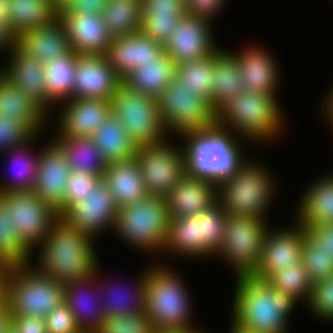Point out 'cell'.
<instances>
[{"instance_id": "cell-1", "label": "cell", "mask_w": 333, "mask_h": 333, "mask_svg": "<svg viewBox=\"0 0 333 333\" xmlns=\"http://www.w3.org/2000/svg\"><path fill=\"white\" fill-rule=\"evenodd\" d=\"M95 239L81 232L64 216L51 224L48 236L40 245L39 263L34 267L44 276L64 285L84 279L99 264Z\"/></svg>"}, {"instance_id": "cell-2", "label": "cell", "mask_w": 333, "mask_h": 333, "mask_svg": "<svg viewBox=\"0 0 333 333\" xmlns=\"http://www.w3.org/2000/svg\"><path fill=\"white\" fill-rule=\"evenodd\" d=\"M232 133L237 136L216 122L212 127L181 135L185 172L216 186L232 177L247 160L240 137Z\"/></svg>"}, {"instance_id": "cell-3", "label": "cell", "mask_w": 333, "mask_h": 333, "mask_svg": "<svg viewBox=\"0 0 333 333\" xmlns=\"http://www.w3.org/2000/svg\"><path fill=\"white\" fill-rule=\"evenodd\" d=\"M231 320L256 333H287L297 300L252 275L237 276Z\"/></svg>"}, {"instance_id": "cell-4", "label": "cell", "mask_w": 333, "mask_h": 333, "mask_svg": "<svg viewBox=\"0 0 333 333\" xmlns=\"http://www.w3.org/2000/svg\"><path fill=\"white\" fill-rule=\"evenodd\" d=\"M277 99L272 94L243 90L217 113V123L253 143L276 139L285 120Z\"/></svg>"}, {"instance_id": "cell-5", "label": "cell", "mask_w": 333, "mask_h": 333, "mask_svg": "<svg viewBox=\"0 0 333 333\" xmlns=\"http://www.w3.org/2000/svg\"><path fill=\"white\" fill-rule=\"evenodd\" d=\"M3 301L11 315L45 318L65 302V285L30 264L6 268Z\"/></svg>"}, {"instance_id": "cell-6", "label": "cell", "mask_w": 333, "mask_h": 333, "mask_svg": "<svg viewBox=\"0 0 333 333\" xmlns=\"http://www.w3.org/2000/svg\"><path fill=\"white\" fill-rule=\"evenodd\" d=\"M158 265L154 263L147 268L145 280V313L154 328H177L185 332L197 329L190 323L191 297L186 285L176 272Z\"/></svg>"}, {"instance_id": "cell-7", "label": "cell", "mask_w": 333, "mask_h": 333, "mask_svg": "<svg viewBox=\"0 0 333 333\" xmlns=\"http://www.w3.org/2000/svg\"><path fill=\"white\" fill-rule=\"evenodd\" d=\"M267 170L262 164L246 160L232 177L217 185V203L232 216L267 219L265 214L276 190L272 173Z\"/></svg>"}, {"instance_id": "cell-8", "label": "cell", "mask_w": 333, "mask_h": 333, "mask_svg": "<svg viewBox=\"0 0 333 333\" xmlns=\"http://www.w3.org/2000/svg\"><path fill=\"white\" fill-rule=\"evenodd\" d=\"M168 229L167 202L163 196L148 195L118 208L114 232L123 242L140 251H164Z\"/></svg>"}, {"instance_id": "cell-9", "label": "cell", "mask_w": 333, "mask_h": 333, "mask_svg": "<svg viewBox=\"0 0 333 333\" xmlns=\"http://www.w3.org/2000/svg\"><path fill=\"white\" fill-rule=\"evenodd\" d=\"M111 104L112 114L122 122L137 148L157 144L168 137L160 118L157 98L141 94L122 82Z\"/></svg>"}, {"instance_id": "cell-10", "label": "cell", "mask_w": 333, "mask_h": 333, "mask_svg": "<svg viewBox=\"0 0 333 333\" xmlns=\"http://www.w3.org/2000/svg\"><path fill=\"white\" fill-rule=\"evenodd\" d=\"M193 90L186 88L176 76L157 98L160 118L168 135L184 133L212 127L217 122V114L204 97H198Z\"/></svg>"}, {"instance_id": "cell-11", "label": "cell", "mask_w": 333, "mask_h": 333, "mask_svg": "<svg viewBox=\"0 0 333 333\" xmlns=\"http://www.w3.org/2000/svg\"><path fill=\"white\" fill-rule=\"evenodd\" d=\"M266 224L265 219L227 214L223 243L216 255L233 266L236 276L252 275L257 269L270 227Z\"/></svg>"}, {"instance_id": "cell-12", "label": "cell", "mask_w": 333, "mask_h": 333, "mask_svg": "<svg viewBox=\"0 0 333 333\" xmlns=\"http://www.w3.org/2000/svg\"><path fill=\"white\" fill-rule=\"evenodd\" d=\"M12 225L24 247L31 253L48 236L51 224L58 213L46 204L34 191L0 193Z\"/></svg>"}, {"instance_id": "cell-13", "label": "cell", "mask_w": 333, "mask_h": 333, "mask_svg": "<svg viewBox=\"0 0 333 333\" xmlns=\"http://www.w3.org/2000/svg\"><path fill=\"white\" fill-rule=\"evenodd\" d=\"M167 139L136 150L148 195L166 197L185 173L183 147H173Z\"/></svg>"}, {"instance_id": "cell-14", "label": "cell", "mask_w": 333, "mask_h": 333, "mask_svg": "<svg viewBox=\"0 0 333 333\" xmlns=\"http://www.w3.org/2000/svg\"><path fill=\"white\" fill-rule=\"evenodd\" d=\"M118 207L111 190L101 179L84 200L78 201L64 217L81 232L95 237L108 227L114 231Z\"/></svg>"}, {"instance_id": "cell-15", "label": "cell", "mask_w": 333, "mask_h": 333, "mask_svg": "<svg viewBox=\"0 0 333 333\" xmlns=\"http://www.w3.org/2000/svg\"><path fill=\"white\" fill-rule=\"evenodd\" d=\"M292 228L271 230L265 235L261 260L253 277L267 280L273 273L285 269L291 264L301 262L303 238L306 235L304 226L296 220Z\"/></svg>"}, {"instance_id": "cell-16", "label": "cell", "mask_w": 333, "mask_h": 333, "mask_svg": "<svg viewBox=\"0 0 333 333\" xmlns=\"http://www.w3.org/2000/svg\"><path fill=\"white\" fill-rule=\"evenodd\" d=\"M211 22L184 15L179 19L171 37L164 45L176 64L203 58L219 48L213 38Z\"/></svg>"}, {"instance_id": "cell-17", "label": "cell", "mask_w": 333, "mask_h": 333, "mask_svg": "<svg viewBox=\"0 0 333 333\" xmlns=\"http://www.w3.org/2000/svg\"><path fill=\"white\" fill-rule=\"evenodd\" d=\"M122 82L106 55L77 54L71 99L92 98L111 101Z\"/></svg>"}, {"instance_id": "cell-18", "label": "cell", "mask_w": 333, "mask_h": 333, "mask_svg": "<svg viewBox=\"0 0 333 333\" xmlns=\"http://www.w3.org/2000/svg\"><path fill=\"white\" fill-rule=\"evenodd\" d=\"M39 150L37 176L33 191L58 212L64 206L71 169L65 153L54 140Z\"/></svg>"}, {"instance_id": "cell-19", "label": "cell", "mask_w": 333, "mask_h": 333, "mask_svg": "<svg viewBox=\"0 0 333 333\" xmlns=\"http://www.w3.org/2000/svg\"><path fill=\"white\" fill-rule=\"evenodd\" d=\"M60 104L59 137H91L112 114L111 101L105 99H70Z\"/></svg>"}, {"instance_id": "cell-20", "label": "cell", "mask_w": 333, "mask_h": 333, "mask_svg": "<svg viewBox=\"0 0 333 333\" xmlns=\"http://www.w3.org/2000/svg\"><path fill=\"white\" fill-rule=\"evenodd\" d=\"M63 23L70 48L77 54L106 55L112 35L102 14L57 13Z\"/></svg>"}, {"instance_id": "cell-21", "label": "cell", "mask_w": 333, "mask_h": 333, "mask_svg": "<svg viewBox=\"0 0 333 333\" xmlns=\"http://www.w3.org/2000/svg\"><path fill=\"white\" fill-rule=\"evenodd\" d=\"M164 53V45L141 32L112 38L106 58L114 71L123 80L143 64L154 62Z\"/></svg>"}, {"instance_id": "cell-22", "label": "cell", "mask_w": 333, "mask_h": 333, "mask_svg": "<svg viewBox=\"0 0 333 333\" xmlns=\"http://www.w3.org/2000/svg\"><path fill=\"white\" fill-rule=\"evenodd\" d=\"M8 64L0 66V73L26 95L38 103L49 115L54 104L47 98L44 65L15 45L9 52ZM51 109V110H50Z\"/></svg>"}, {"instance_id": "cell-23", "label": "cell", "mask_w": 333, "mask_h": 333, "mask_svg": "<svg viewBox=\"0 0 333 333\" xmlns=\"http://www.w3.org/2000/svg\"><path fill=\"white\" fill-rule=\"evenodd\" d=\"M99 269L98 264L96 270L88 277L65 285V303L73 313L82 333H95L106 318L103 314L100 289L96 288L97 291L93 285L95 282L98 283Z\"/></svg>"}, {"instance_id": "cell-24", "label": "cell", "mask_w": 333, "mask_h": 333, "mask_svg": "<svg viewBox=\"0 0 333 333\" xmlns=\"http://www.w3.org/2000/svg\"><path fill=\"white\" fill-rule=\"evenodd\" d=\"M217 186L186 172L165 197L168 218L196 215L217 202Z\"/></svg>"}, {"instance_id": "cell-25", "label": "cell", "mask_w": 333, "mask_h": 333, "mask_svg": "<svg viewBox=\"0 0 333 333\" xmlns=\"http://www.w3.org/2000/svg\"><path fill=\"white\" fill-rule=\"evenodd\" d=\"M251 46L240 53H231L237 60L246 90L277 96L280 82L277 61L266 49Z\"/></svg>"}, {"instance_id": "cell-26", "label": "cell", "mask_w": 333, "mask_h": 333, "mask_svg": "<svg viewBox=\"0 0 333 333\" xmlns=\"http://www.w3.org/2000/svg\"><path fill=\"white\" fill-rule=\"evenodd\" d=\"M16 45L42 64L71 50L65 27L58 17L44 27L30 29L21 34L16 39Z\"/></svg>"}, {"instance_id": "cell-27", "label": "cell", "mask_w": 333, "mask_h": 333, "mask_svg": "<svg viewBox=\"0 0 333 333\" xmlns=\"http://www.w3.org/2000/svg\"><path fill=\"white\" fill-rule=\"evenodd\" d=\"M25 123L36 135L46 127L50 116L38 103L0 73V116Z\"/></svg>"}, {"instance_id": "cell-28", "label": "cell", "mask_w": 333, "mask_h": 333, "mask_svg": "<svg viewBox=\"0 0 333 333\" xmlns=\"http://www.w3.org/2000/svg\"><path fill=\"white\" fill-rule=\"evenodd\" d=\"M111 190L118 208L148 196L137 158L107 164L102 178Z\"/></svg>"}, {"instance_id": "cell-29", "label": "cell", "mask_w": 333, "mask_h": 333, "mask_svg": "<svg viewBox=\"0 0 333 333\" xmlns=\"http://www.w3.org/2000/svg\"><path fill=\"white\" fill-rule=\"evenodd\" d=\"M213 78L209 104L217 114L241 91L246 90L237 60L228 50L213 53Z\"/></svg>"}, {"instance_id": "cell-30", "label": "cell", "mask_w": 333, "mask_h": 333, "mask_svg": "<svg viewBox=\"0 0 333 333\" xmlns=\"http://www.w3.org/2000/svg\"><path fill=\"white\" fill-rule=\"evenodd\" d=\"M308 187L298 203L295 220L304 227L309 224H333V173Z\"/></svg>"}, {"instance_id": "cell-31", "label": "cell", "mask_w": 333, "mask_h": 333, "mask_svg": "<svg viewBox=\"0 0 333 333\" xmlns=\"http://www.w3.org/2000/svg\"><path fill=\"white\" fill-rule=\"evenodd\" d=\"M175 73L176 63L164 52L154 62L132 71L123 79V83L141 94L158 98L173 82Z\"/></svg>"}, {"instance_id": "cell-32", "label": "cell", "mask_w": 333, "mask_h": 333, "mask_svg": "<svg viewBox=\"0 0 333 333\" xmlns=\"http://www.w3.org/2000/svg\"><path fill=\"white\" fill-rule=\"evenodd\" d=\"M8 29L17 39L27 30L44 27L57 18L49 0H8Z\"/></svg>"}, {"instance_id": "cell-33", "label": "cell", "mask_w": 333, "mask_h": 333, "mask_svg": "<svg viewBox=\"0 0 333 333\" xmlns=\"http://www.w3.org/2000/svg\"><path fill=\"white\" fill-rule=\"evenodd\" d=\"M106 164L133 158L138 149L130 140L122 122L111 114L90 137Z\"/></svg>"}, {"instance_id": "cell-34", "label": "cell", "mask_w": 333, "mask_h": 333, "mask_svg": "<svg viewBox=\"0 0 333 333\" xmlns=\"http://www.w3.org/2000/svg\"><path fill=\"white\" fill-rule=\"evenodd\" d=\"M147 270L144 273H141V276L138 278L139 281L133 285L131 290L123 291L121 285H106L105 284L100 288V292L102 294L101 303L103 308V314L106 318L114 317V316H129L133 314L143 313L145 312V291H146V280ZM112 286V287H111ZM107 287V288H106ZM115 287V288H114ZM123 287V286H122ZM128 287V286H127ZM103 289V291H102ZM121 289V290H119ZM116 290V291H115ZM119 290V291H118ZM131 291V292H129ZM104 292V293H103Z\"/></svg>"}, {"instance_id": "cell-35", "label": "cell", "mask_w": 333, "mask_h": 333, "mask_svg": "<svg viewBox=\"0 0 333 333\" xmlns=\"http://www.w3.org/2000/svg\"><path fill=\"white\" fill-rule=\"evenodd\" d=\"M56 136L54 141L65 153L67 163L72 171H80L103 178L107 164L90 137Z\"/></svg>"}, {"instance_id": "cell-36", "label": "cell", "mask_w": 333, "mask_h": 333, "mask_svg": "<svg viewBox=\"0 0 333 333\" xmlns=\"http://www.w3.org/2000/svg\"><path fill=\"white\" fill-rule=\"evenodd\" d=\"M77 53L72 49L44 65L47 98L55 105L70 100L74 88Z\"/></svg>"}, {"instance_id": "cell-37", "label": "cell", "mask_w": 333, "mask_h": 333, "mask_svg": "<svg viewBox=\"0 0 333 333\" xmlns=\"http://www.w3.org/2000/svg\"><path fill=\"white\" fill-rule=\"evenodd\" d=\"M142 0H108L102 16L112 37L140 32Z\"/></svg>"}, {"instance_id": "cell-38", "label": "cell", "mask_w": 333, "mask_h": 333, "mask_svg": "<svg viewBox=\"0 0 333 333\" xmlns=\"http://www.w3.org/2000/svg\"><path fill=\"white\" fill-rule=\"evenodd\" d=\"M199 220L195 215L169 219L167 241L163 252L200 258Z\"/></svg>"}, {"instance_id": "cell-39", "label": "cell", "mask_w": 333, "mask_h": 333, "mask_svg": "<svg viewBox=\"0 0 333 333\" xmlns=\"http://www.w3.org/2000/svg\"><path fill=\"white\" fill-rule=\"evenodd\" d=\"M37 136L39 135H35L30 141H28V143L5 152L6 154H9L8 156L12 155L10 157H13L12 160L15 162L14 167L17 166L18 168L16 167V173L13 175V179L11 178L12 180L10 182L8 181L7 183L4 182L0 184V193L32 191L34 189L39 153H30L29 150L32 148V144L29 143L35 141V139L38 138Z\"/></svg>"}, {"instance_id": "cell-40", "label": "cell", "mask_w": 333, "mask_h": 333, "mask_svg": "<svg viewBox=\"0 0 333 333\" xmlns=\"http://www.w3.org/2000/svg\"><path fill=\"white\" fill-rule=\"evenodd\" d=\"M195 216L199 220L200 257H213L223 243L227 213L216 202Z\"/></svg>"}, {"instance_id": "cell-41", "label": "cell", "mask_w": 333, "mask_h": 333, "mask_svg": "<svg viewBox=\"0 0 333 333\" xmlns=\"http://www.w3.org/2000/svg\"><path fill=\"white\" fill-rule=\"evenodd\" d=\"M175 76L184 82L186 88L193 90L195 95L204 97L209 102L214 81L213 54L176 64Z\"/></svg>"}, {"instance_id": "cell-42", "label": "cell", "mask_w": 333, "mask_h": 333, "mask_svg": "<svg viewBox=\"0 0 333 333\" xmlns=\"http://www.w3.org/2000/svg\"><path fill=\"white\" fill-rule=\"evenodd\" d=\"M31 254L20 241L10 214L0 202V264L5 268L26 266L32 262Z\"/></svg>"}, {"instance_id": "cell-43", "label": "cell", "mask_w": 333, "mask_h": 333, "mask_svg": "<svg viewBox=\"0 0 333 333\" xmlns=\"http://www.w3.org/2000/svg\"><path fill=\"white\" fill-rule=\"evenodd\" d=\"M266 281L279 292L290 295L297 301L304 300V302H307L313 285L302 262L280 269Z\"/></svg>"}, {"instance_id": "cell-44", "label": "cell", "mask_w": 333, "mask_h": 333, "mask_svg": "<svg viewBox=\"0 0 333 333\" xmlns=\"http://www.w3.org/2000/svg\"><path fill=\"white\" fill-rule=\"evenodd\" d=\"M301 262L312 283L333 275V255L320 250L307 234L303 238Z\"/></svg>"}, {"instance_id": "cell-45", "label": "cell", "mask_w": 333, "mask_h": 333, "mask_svg": "<svg viewBox=\"0 0 333 333\" xmlns=\"http://www.w3.org/2000/svg\"><path fill=\"white\" fill-rule=\"evenodd\" d=\"M101 179L102 177L96 175L71 170L64 197V206L57 212L58 216H64L78 201L84 200Z\"/></svg>"}, {"instance_id": "cell-46", "label": "cell", "mask_w": 333, "mask_h": 333, "mask_svg": "<svg viewBox=\"0 0 333 333\" xmlns=\"http://www.w3.org/2000/svg\"><path fill=\"white\" fill-rule=\"evenodd\" d=\"M154 326L143 313L105 318L95 333H152Z\"/></svg>"}, {"instance_id": "cell-47", "label": "cell", "mask_w": 333, "mask_h": 333, "mask_svg": "<svg viewBox=\"0 0 333 333\" xmlns=\"http://www.w3.org/2000/svg\"><path fill=\"white\" fill-rule=\"evenodd\" d=\"M318 319L333 320V275L313 283L306 302Z\"/></svg>"}, {"instance_id": "cell-48", "label": "cell", "mask_w": 333, "mask_h": 333, "mask_svg": "<svg viewBox=\"0 0 333 333\" xmlns=\"http://www.w3.org/2000/svg\"><path fill=\"white\" fill-rule=\"evenodd\" d=\"M36 134L25 123H14L5 115L0 116V152L22 146Z\"/></svg>"}, {"instance_id": "cell-49", "label": "cell", "mask_w": 333, "mask_h": 333, "mask_svg": "<svg viewBox=\"0 0 333 333\" xmlns=\"http://www.w3.org/2000/svg\"><path fill=\"white\" fill-rule=\"evenodd\" d=\"M44 320L47 333H82L73 313L65 302L54 308L45 316Z\"/></svg>"}, {"instance_id": "cell-50", "label": "cell", "mask_w": 333, "mask_h": 333, "mask_svg": "<svg viewBox=\"0 0 333 333\" xmlns=\"http://www.w3.org/2000/svg\"><path fill=\"white\" fill-rule=\"evenodd\" d=\"M142 18H181L185 15L183 0H142Z\"/></svg>"}, {"instance_id": "cell-51", "label": "cell", "mask_w": 333, "mask_h": 333, "mask_svg": "<svg viewBox=\"0 0 333 333\" xmlns=\"http://www.w3.org/2000/svg\"><path fill=\"white\" fill-rule=\"evenodd\" d=\"M180 18H142L140 32L165 45Z\"/></svg>"}, {"instance_id": "cell-52", "label": "cell", "mask_w": 333, "mask_h": 333, "mask_svg": "<svg viewBox=\"0 0 333 333\" xmlns=\"http://www.w3.org/2000/svg\"><path fill=\"white\" fill-rule=\"evenodd\" d=\"M227 0H183L185 14L213 22ZM214 16V18H213Z\"/></svg>"}, {"instance_id": "cell-53", "label": "cell", "mask_w": 333, "mask_h": 333, "mask_svg": "<svg viewBox=\"0 0 333 333\" xmlns=\"http://www.w3.org/2000/svg\"><path fill=\"white\" fill-rule=\"evenodd\" d=\"M304 228L306 234L320 246V250L333 255V224H309Z\"/></svg>"}, {"instance_id": "cell-54", "label": "cell", "mask_w": 333, "mask_h": 333, "mask_svg": "<svg viewBox=\"0 0 333 333\" xmlns=\"http://www.w3.org/2000/svg\"><path fill=\"white\" fill-rule=\"evenodd\" d=\"M108 0H67L57 13L102 14Z\"/></svg>"}, {"instance_id": "cell-55", "label": "cell", "mask_w": 333, "mask_h": 333, "mask_svg": "<svg viewBox=\"0 0 333 333\" xmlns=\"http://www.w3.org/2000/svg\"><path fill=\"white\" fill-rule=\"evenodd\" d=\"M10 326L15 333H47L44 318L11 315Z\"/></svg>"}, {"instance_id": "cell-56", "label": "cell", "mask_w": 333, "mask_h": 333, "mask_svg": "<svg viewBox=\"0 0 333 333\" xmlns=\"http://www.w3.org/2000/svg\"><path fill=\"white\" fill-rule=\"evenodd\" d=\"M16 45V38L8 29V21L4 17H0V51L8 50V52Z\"/></svg>"}, {"instance_id": "cell-57", "label": "cell", "mask_w": 333, "mask_h": 333, "mask_svg": "<svg viewBox=\"0 0 333 333\" xmlns=\"http://www.w3.org/2000/svg\"><path fill=\"white\" fill-rule=\"evenodd\" d=\"M11 313L4 301L0 304V333L10 327Z\"/></svg>"}, {"instance_id": "cell-58", "label": "cell", "mask_w": 333, "mask_h": 333, "mask_svg": "<svg viewBox=\"0 0 333 333\" xmlns=\"http://www.w3.org/2000/svg\"><path fill=\"white\" fill-rule=\"evenodd\" d=\"M324 101L325 104L323 105V114H326V118H328L326 121H329V124H333V87L331 92H329V94L326 96V100Z\"/></svg>"}, {"instance_id": "cell-59", "label": "cell", "mask_w": 333, "mask_h": 333, "mask_svg": "<svg viewBox=\"0 0 333 333\" xmlns=\"http://www.w3.org/2000/svg\"><path fill=\"white\" fill-rule=\"evenodd\" d=\"M8 0H0V17H4L8 21L9 10H8Z\"/></svg>"}, {"instance_id": "cell-60", "label": "cell", "mask_w": 333, "mask_h": 333, "mask_svg": "<svg viewBox=\"0 0 333 333\" xmlns=\"http://www.w3.org/2000/svg\"><path fill=\"white\" fill-rule=\"evenodd\" d=\"M152 333H186L183 330L177 328H154Z\"/></svg>"}, {"instance_id": "cell-61", "label": "cell", "mask_w": 333, "mask_h": 333, "mask_svg": "<svg viewBox=\"0 0 333 333\" xmlns=\"http://www.w3.org/2000/svg\"><path fill=\"white\" fill-rule=\"evenodd\" d=\"M231 327H230V331L229 333H256V332H251L249 330H245L239 326H237L233 321H231Z\"/></svg>"}, {"instance_id": "cell-62", "label": "cell", "mask_w": 333, "mask_h": 333, "mask_svg": "<svg viewBox=\"0 0 333 333\" xmlns=\"http://www.w3.org/2000/svg\"><path fill=\"white\" fill-rule=\"evenodd\" d=\"M6 268L0 264V298H3V279Z\"/></svg>"}, {"instance_id": "cell-63", "label": "cell", "mask_w": 333, "mask_h": 333, "mask_svg": "<svg viewBox=\"0 0 333 333\" xmlns=\"http://www.w3.org/2000/svg\"><path fill=\"white\" fill-rule=\"evenodd\" d=\"M57 9L63 6L67 0H49Z\"/></svg>"}, {"instance_id": "cell-64", "label": "cell", "mask_w": 333, "mask_h": 333, "mask_svg": "<svg viewBox=\"0 0 333 333\" xmlns=\"http://www.w3.org/2000/svg\"><path fill=\"white\" fill-rule=\"evenodd\" d=\"M186 333H205L204 331L202 332L201 329L197 328L195 330L187 331Z\"/></svg>"}, {"instance_id": "cell-65", "label": "cell", "mask_w": 333, "mask_h": 333, "mask_svg": "<svg viewBox=\"0 0 333 333\" xmlns=\"http://www.w3.org/2000/svg\"><path fill=\"white\" fill-rule=\"evenodd\" d=\"M4 333H15V332L10 326L9 328L6 329V331Z\"/></svg>"}]
</instances>
